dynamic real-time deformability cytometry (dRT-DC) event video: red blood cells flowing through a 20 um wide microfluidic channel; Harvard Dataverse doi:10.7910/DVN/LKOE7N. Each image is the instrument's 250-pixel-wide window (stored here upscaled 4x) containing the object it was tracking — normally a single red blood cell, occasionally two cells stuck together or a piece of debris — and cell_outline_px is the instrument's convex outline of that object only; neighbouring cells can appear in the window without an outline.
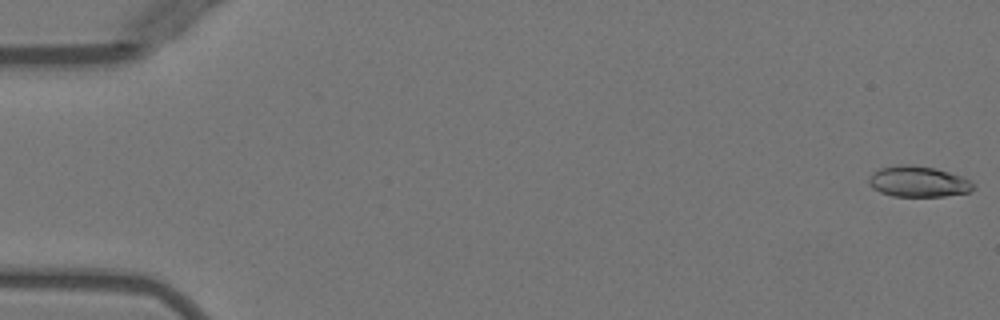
{"species": "Egyptian fruit bat (a non-hibernating species)", "species_latin": "Rousettus aegyptiacus", "temperature_condition": "warm", "stored_images_in_passage": 10, "camera_frame_rate_fps": 3000, "um_per_image_px": 0.085, "animal": {"sex": "female"}, "frame": {"image": 1, "passage_image": 1, "time_ms": 0.0, "image_size_px": [1000, 320], "cell_outline_px": [[976, 188], [968, 192], [944, 196], [892, 196], [880, 192], [872, 188], [868, 184], [868, 180], [872, 172], [880, 168], [896, 164], [908, 164], [936, 168], [960, 176], [968, 180]], "centroid_in_image_um": [77.99, 15.43], "position_along_channel_um": 7.0, "area_um2": 18.79}}